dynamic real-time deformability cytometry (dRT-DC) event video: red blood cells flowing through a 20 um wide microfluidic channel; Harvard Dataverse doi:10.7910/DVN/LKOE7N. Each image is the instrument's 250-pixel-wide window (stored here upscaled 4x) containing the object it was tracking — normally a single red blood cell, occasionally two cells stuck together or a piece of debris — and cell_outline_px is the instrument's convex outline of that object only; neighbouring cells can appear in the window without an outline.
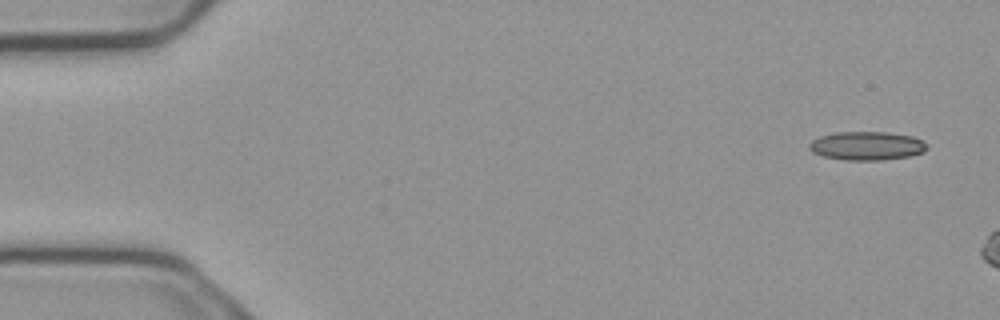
{"species": "common noctule bat (a hibernating species)", "species_latin": "Nyctalus noctula", "temperature_condition": "cold", "stored_images_in_passage": 3, "camera_frame_rate_fps": 3000, "um_per_image_px": 0.085, "animal": {"sex": "male", "body_mass_g": 23.1, "forearm_length_mm": 52.7}, "frame": {"image": 1, "passage_image": 1, "time_ms": 0.0, "image_size_px": [1000, 320], "cell_outline_px": [[928, 148], [924, 152], [908, 156], [880, 160], [844, 160], [824, 156], [812, 152], [808, 148], [808, 144], [812, 140], [820, 136], [836, 132], [888, 132], [912, 136], [924, 140], [928, 144]], "centroid_in_image_um": [73.69, 12.39], "position_along_channel_um": 11.3, "area_um2": 19.77}}